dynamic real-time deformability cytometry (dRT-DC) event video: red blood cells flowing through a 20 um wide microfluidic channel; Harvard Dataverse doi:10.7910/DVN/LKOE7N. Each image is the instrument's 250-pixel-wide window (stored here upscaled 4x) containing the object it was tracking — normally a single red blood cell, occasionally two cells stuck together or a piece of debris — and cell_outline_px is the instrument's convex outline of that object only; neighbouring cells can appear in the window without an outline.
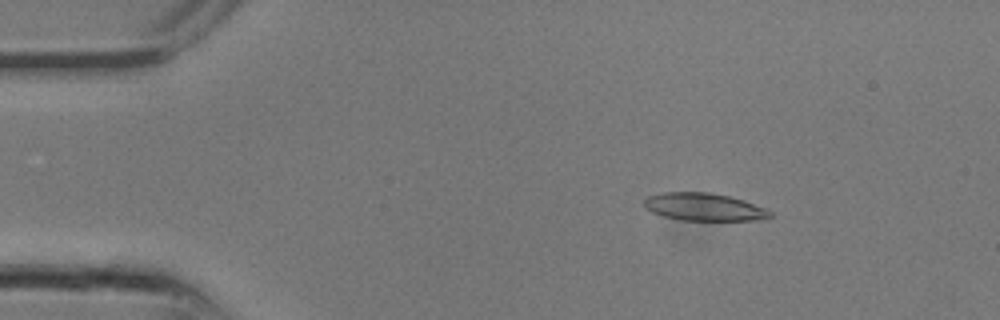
{"species": "common noctule bat (a hibernating species)", "species_latin": "Nyctalus noctula", "temperature_condition": "room temperature", "stored_images_in_passage": 11, "camera_frame_rate_fps": 3000, "um_per_image_px": 0.085, "animal": {"sex": "male", "body_mass_g": 13.3}, "frame": {"image": 1, "passage_image": 4, "time_ms": 1.0, "image_size_px": [1000, 320], "cell_outline_px": [[772, 216], [768, 220], [680, 220], [664, 216], [652, 212], [644, 208], [644, 200], [648, 196], [660, 192], [708, 192], [728, 196], [744, 200], [768, 208], [772, 212]], "centroid_in_image_um": [59.88, 17.59], "position_along_channel_um": 25.1, "area_um2": 20.58}}
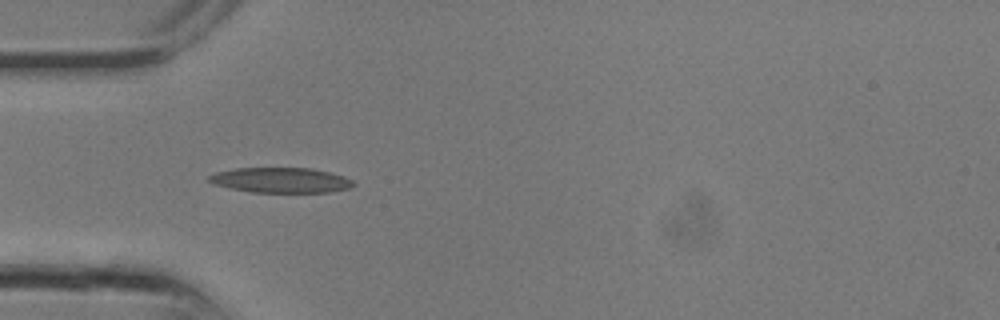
{"frame": {"image": 2, "passage_image": 8, "time_ms": 2.333, "image_size_px": [1000, 320], "cell_outline_px": [[356, 184], [352, 188], [328, 192], [252, 192], [212, 184], [208, 180], [208, 176], [216, 172], [236, 168], [312, 168], [344, 176], [352, 180]], "centroid_in_image_um": [23.89, 15.31], "position_along_channel_um": 61.1, "area_um2": 21.15}}
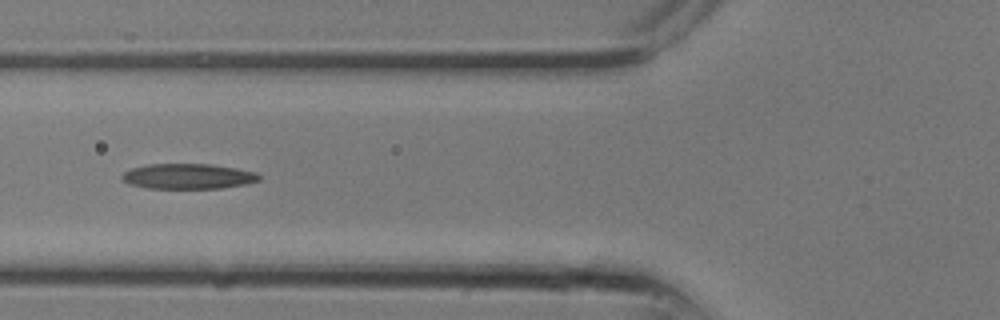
{"frame": {"image": 3, "passage_image": 10, "time_ms": 3.0, "image_size_px": [1000, 320], "cell_outline_px": [[260, 180], [244, 184], [220, 188], [148, 188], [128, 184], [120, 180], [120, 176], [124, 172], [132, 168], [148, 164], [212, 164], [256, 172], [260, 176]], "centroid_in_image_um": [15.93, 14.98], "position_along_channel_um": 109.9, "area_um2": 20.17}}